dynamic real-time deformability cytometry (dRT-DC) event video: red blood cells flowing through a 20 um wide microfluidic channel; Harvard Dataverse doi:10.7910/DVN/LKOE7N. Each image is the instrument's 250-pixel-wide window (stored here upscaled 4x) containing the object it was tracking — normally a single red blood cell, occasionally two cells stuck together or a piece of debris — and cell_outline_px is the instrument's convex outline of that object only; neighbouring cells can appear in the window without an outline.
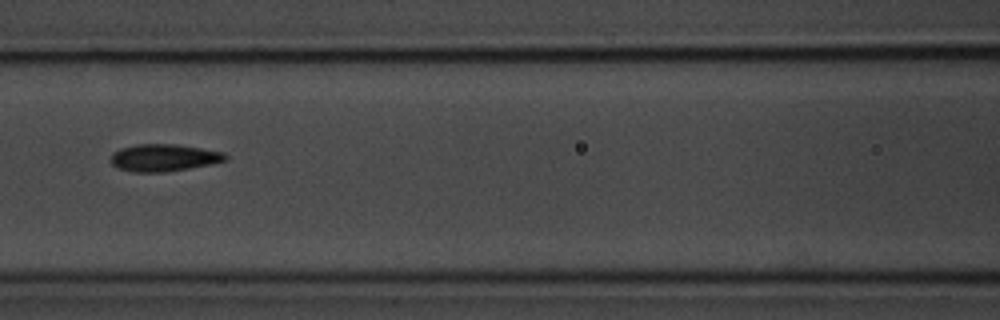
{"species": "common noctule bat (a hibernating species)", "species_latin": "Nyctalus noctula", "temperature_condition": "room temperature", "stored_images_in_passage": 3, "camera_frame_rate_fps": 3000, "um_per_image_px": 0.085, "animal": {"sex": "male", "body_mass_g": 20.1, "forearm_length_mm": 53.5}, "frame": {"image": 1, "passage_image": 3, "time_ms": 2.333, "image_size_px": [1000, 320], "cell_outline_px": [[228, 156], [224, 160], [212, 164], [164, 172], [132, 172], [120, 168], [112, 164], [112, 152], [120, 148], [140, 144], [172, 144], [200, 148], [224, 152]], "centroid_in_image_um": [13.92, 13.4], "position_along_channel_um": 152.7, "area_um2": 17.92}}